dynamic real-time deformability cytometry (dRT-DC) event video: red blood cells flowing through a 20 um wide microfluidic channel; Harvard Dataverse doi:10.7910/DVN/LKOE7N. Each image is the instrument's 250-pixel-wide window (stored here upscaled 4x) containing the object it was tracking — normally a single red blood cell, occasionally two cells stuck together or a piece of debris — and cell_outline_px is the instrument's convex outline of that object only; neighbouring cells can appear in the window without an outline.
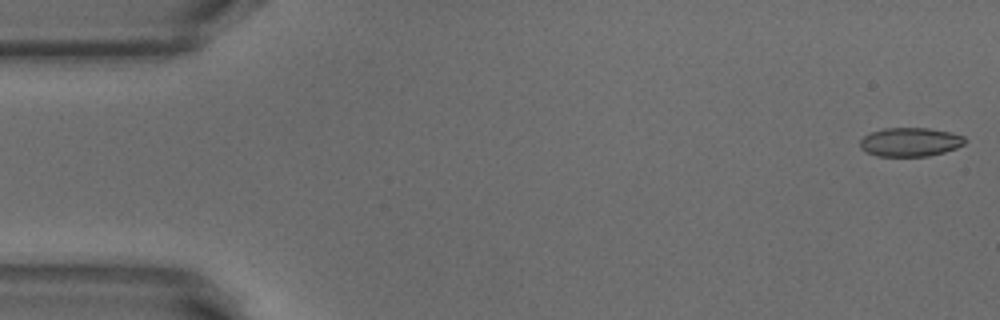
{"species": "common noctule bat (a hibernating species)", "species_latin": "Nyctalus noctula", "temperature_condition": "warm", "stored_images_in_passage": 51, "camera_frame_rate_fps": 3000, "um_per_image_px": 0.085, "animal": {"sex": "male", "body_mass_g": 18.8}, "frame": {"image": 1, "passage_image": 1, "time_ms": 0.0, "image_size_px": [1000, 320], "cell_outline_px": [[968, 140], [964, 144], [956, 148], [944, 152], [928, 156], [876, 156], [860, 148], [860, 140], [864, 136], [872, 132], [884, 128], [928, 128], [948, 132], [964, 136]], "centroid_in_image_um": [77.38, 12.07], "position_along_channel_um": 7.6, "area_um2": 17.57}}
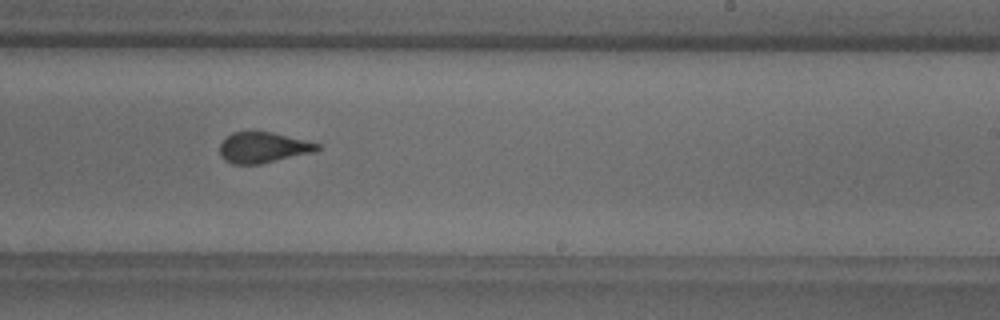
{"frame": {"image": 2, "passage_image": 31, "time_ms": 10.0, "image_size_px": [1000, 320], "cell_outline_px": [[320, 148], [312, 152], [260, 164], [232, 164], [224, 160], [220, 156], [220, 144], [232, 132], [272, 132], [320, 144]], "centroid_in_image_um": [22.32, 12.55], "position_along_channel_um": 266.7, "area_um2": 17.17}}
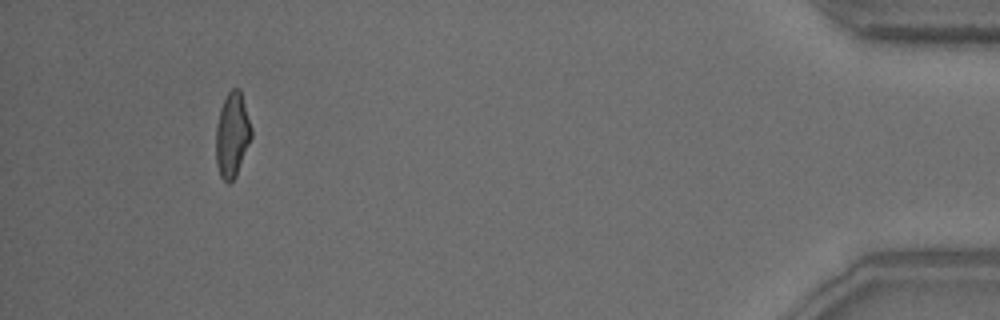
{"frame": {"image": 3, "passage_image": 48, "time_ms": 15.667, "image_size_px": [1000, 320], "cell_outline_px": [[252, 136], [236, 176], [228, 184], [220, 176], [216, 164], [216, 124], [220, 108], [228, 92], [232, 88], [240, 88], [252, 128]], "centroid_in_image_um": [19.73, 11.46], "position_along_channel_um": 415.5, "area_um2": 17.57}, "authors_computed_cell_mechanics": {"area_um2": 17.9758, "velocity_mm_per_s": 3.8654, "shape_relaxation_time_tau1_ms": 3.4155, "shape_relaxation_time_tau2_ms": 1.0635, "deformation_change_tau1": 0.1487, "deformation_change_tau2": 0.0833}}